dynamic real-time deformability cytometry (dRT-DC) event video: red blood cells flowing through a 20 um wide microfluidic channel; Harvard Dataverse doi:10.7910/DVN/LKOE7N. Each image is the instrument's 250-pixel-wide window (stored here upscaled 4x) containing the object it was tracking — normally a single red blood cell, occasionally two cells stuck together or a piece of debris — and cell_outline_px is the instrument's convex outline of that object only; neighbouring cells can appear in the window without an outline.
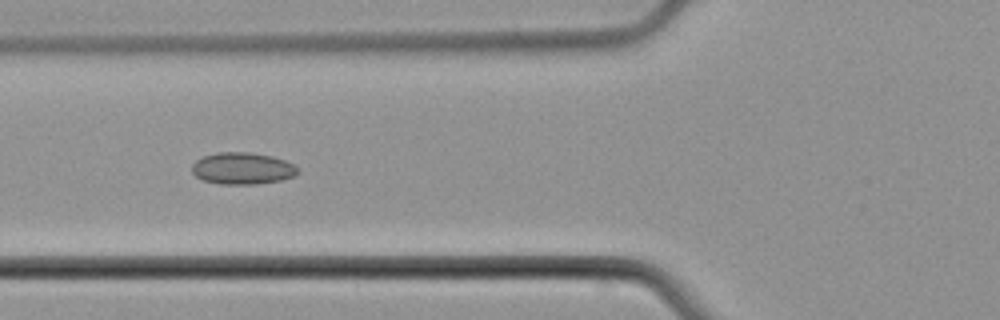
{"species": "common noctule bat (a hibernating species)", "species_latin": "Nyctalus noctula", "temperature_condition": "cold", "stored_images_in_passage": 7, "camera_frame_rate_fps": 3000, "um_per_image_px": 0.085, "animal": {"sex": "male", "body_mass_g": 21.5, "forearm_length_mm": 52.0}, "frame": {"image": 1, "passage_image": 4, "time_ms": 3.667, "image_size_px": [1000, 320], "cell_outline_px": [[300, 172], [296, 176], [280, 180], [256, 184], [220, 184], [204, 180], [196, 176], [192, 172], [192, 164], [196, 160], [204, 156], [216, 152], [248, 152], [272, 156], [284, 160], [300, 168]], "centroid_in_image_um": [20.63, 14.31], "position_along_channel_um": 105.2, "area_um2": 19.71}}
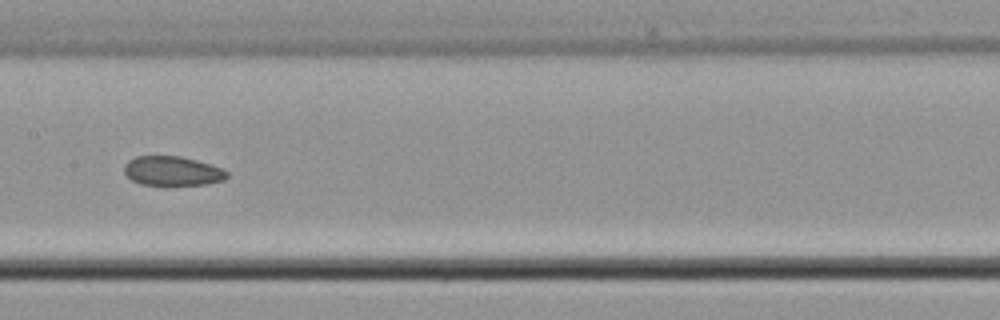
{"frame": {"image": 2, "passage_image": 6, "time_ms": 6.0, "image_size_px": [1000, 320], "cell_outline_px": [[228, 176], [224, 180], [204, 184], [168, 188], [164, 188], [140, 184], [132, 180], [124, 172], [124, 164], [128, 160], [136, 156], [180, 156], [212, 164], [228, 172]], "centroid_in_image_um": [14.63, 14.58], "position_along_channel_um": 192.8, "area_um2": 18.38}}
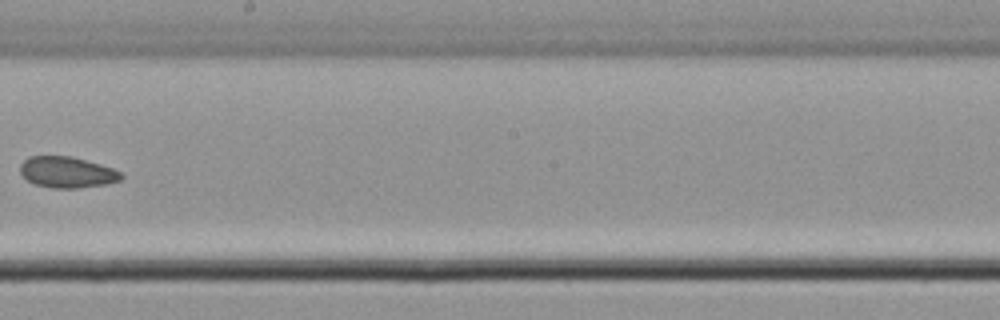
{"frame": {"image": 3, "passage_image": 7, "time_ms": 7.333, "image_size_px": [1000, 320], "cell_outline_px": [[124, 176], [120, 180], [108, 184], [76, 188], [52, 188], [36, 184], [28, 180], [20, 172], [20, 164], [28, 156], [72, 156], [100, 164], [112, 168], [120, 172]], "centroid_in_image_um": [5.71, 14.63], "position_along_channel_um": 242.5, "area_um2": 18.26}}